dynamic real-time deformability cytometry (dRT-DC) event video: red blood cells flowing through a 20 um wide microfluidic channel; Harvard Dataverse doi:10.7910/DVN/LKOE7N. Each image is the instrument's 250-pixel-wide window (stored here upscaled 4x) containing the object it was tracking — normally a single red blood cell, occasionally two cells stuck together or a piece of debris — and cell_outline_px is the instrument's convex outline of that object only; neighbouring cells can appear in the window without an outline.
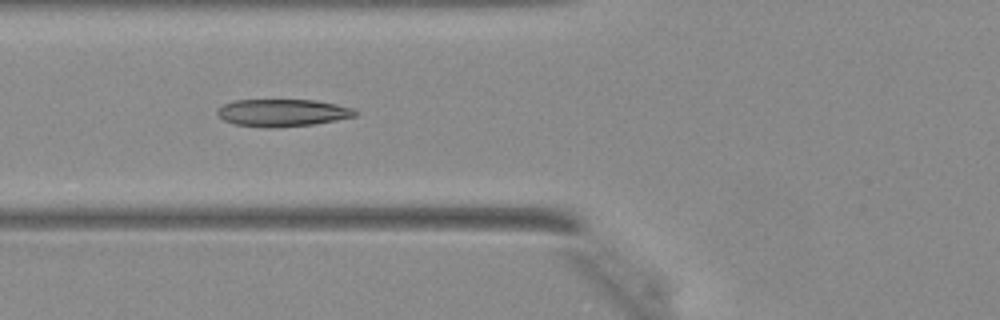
{"species": "Egyptian fruit bat (a non-hibernating species)", "species_latin": "Rousettus aegyptiacus", "temperature_condition": "warm", "stored_images_in_passage": 42, "camera_frame_rate_fps": 3000, "um_per_image_px": 0.085, "animal": {"sex": "female"}, "frame": {"image": 1, "passage_image": 16, "time_ms": 5.0, "image_size_px": [1000, 320], "cell_outline_px": [[356, 116], [336, 120], [312, 124], [272, 128], [268, 128], [236, 124], [224, 120], [216, 112], [224, 104], [236, 100], [316, 100], [336, 104], [352, 108], [356, 112]], "centroid_in_image_um": [24.02, 9.58], "position_along_channel_um": 101.8, "area_um2": 21.68}}
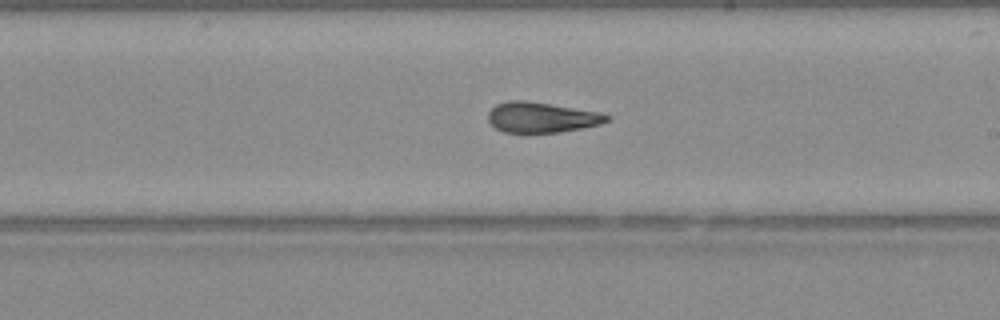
{"frame": {"image": 2, "passage_image": 25, "time_ms": 8.0, "image_size_px": [1000, 320], "cell_outline_px": [[608, 120], [600, 124], [560, 132], [504, 132], [496, 128], [488, 120], [488, 112], [496, 104], [508, 100], [524, 100], [600, 112], [608, 116]], "centroid_in_image_um": [45.99, 9.97], "position_along_channel_um": 243.0, "area_um2": 20.69}}
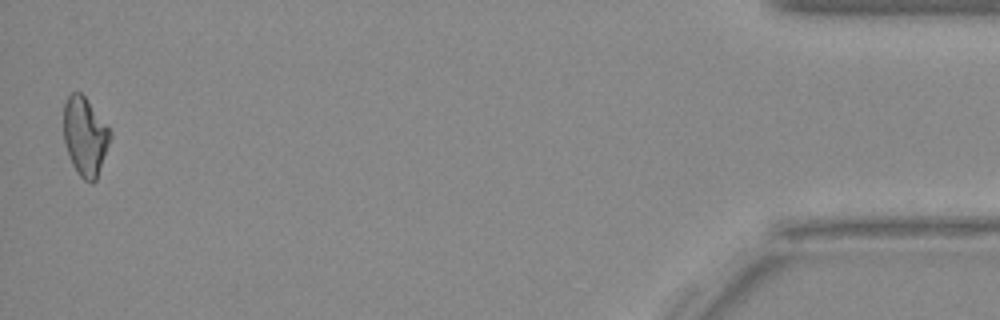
{"frame": {"image": 3, "passage_image": 42, "time_ms": 13.667, "image_size_px": [1000, 320], "cell_outline_px": [[112, 136], [96, 180], [92, 184], [84, 180], [80, 176], [72, 164], [68, 156], [64, 144], [64, 104], [68, 96], [72, 92], [80, 92], [84, 96], [112, 132]], "centroid_in_image_um": [7.22, 11.62], "position_along_channel_um": 428.0, "area_um2": 21.27}}